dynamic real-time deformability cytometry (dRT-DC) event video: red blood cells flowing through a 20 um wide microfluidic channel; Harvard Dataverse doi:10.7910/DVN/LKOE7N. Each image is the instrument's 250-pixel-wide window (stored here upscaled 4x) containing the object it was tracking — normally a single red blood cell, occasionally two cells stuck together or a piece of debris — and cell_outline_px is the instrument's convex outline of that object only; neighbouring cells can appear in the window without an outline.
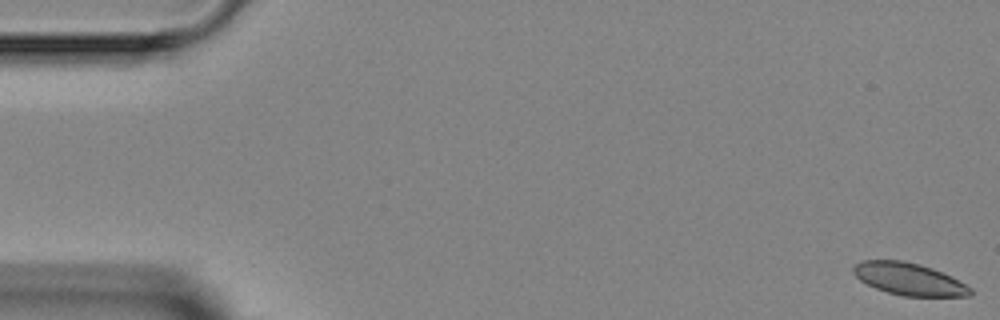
{"species": "Egyptian fruit bat (a non-hibernating species)", "species_latin": "Rousettus aegyptiacus", "temperature_condition": "room temperature", "stored_images_in_passage": 5, "camera_frame_rate_fps": 3000, "um_per_image_px": 0.085, "animal": {"sex": "female"}, "frame": {"image": 1, "passage_image": 1, "time_ms": 0.0, "image_size_px": [1000, 320], "cell_outline_px": [[972, 296], [904, 296], [888, 292], [876, 288], [860, 280], [852, 272], [852, 268], [856, 264], [864, 260], [904, 260], [920, 264], [932, 268], [972, 288]], "centroid_in_image_um": [77.24, 23.71], "position_along_channel_um": 7.8, "area_um2": 21.68}}